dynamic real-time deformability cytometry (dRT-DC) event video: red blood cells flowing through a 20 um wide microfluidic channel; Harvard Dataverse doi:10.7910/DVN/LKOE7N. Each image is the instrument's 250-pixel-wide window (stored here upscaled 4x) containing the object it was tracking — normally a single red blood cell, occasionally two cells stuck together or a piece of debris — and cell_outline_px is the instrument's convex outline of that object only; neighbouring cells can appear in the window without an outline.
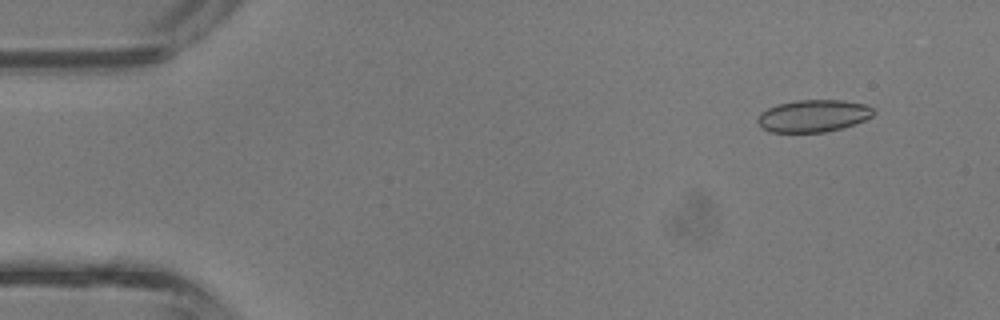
{"species": "common noctule bat (a hibernating species)", "species_latin": "Nyctalus noctula", "temperature_condition": "room temperature", "stored_images_in_passage": 42, "camera_frame_rate_fps": 3000, "um_per_image_px": 0.085, "animal": {"sex": "male", "body_mass_g": 13.3}, "frame": {"image": 1, "passage_image": 4, "time_ms": 1.0, "image_size_px": [1000, 320], "cell_outline_px": [[876, 112], [872, 116], [864, 120], [840, 128], [824, 132], [768, 132], [760, 128], [756, 120], [760, 112], [768, 108], [780, 104], [796, 100], [844, 100], [868, 104]], "centroid_in_image_um": [69.11, 9.84], "position_along_channel_um": 15.9, "area_um2": 21.85}}
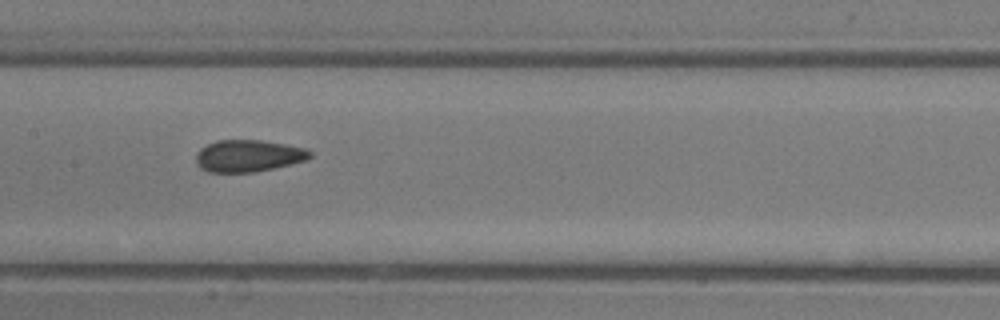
{"frame": {"image": 2, "passage_image": 21, "time_ms": 6.667, "image_size_px": [1000, 320], "cell_outline_px": [[312, 156], [308, 160], [272, 168], [252, 172], [208, 172], [200, 168], [196, 160], [196, 152], [200, 148], [216, 140], [260, 140], [308, 148], [312, 152]], "centroid_in_image_um": [21.12, 13.24], "position_along_channel_um": 186.3, "area_um2": 21.27}}
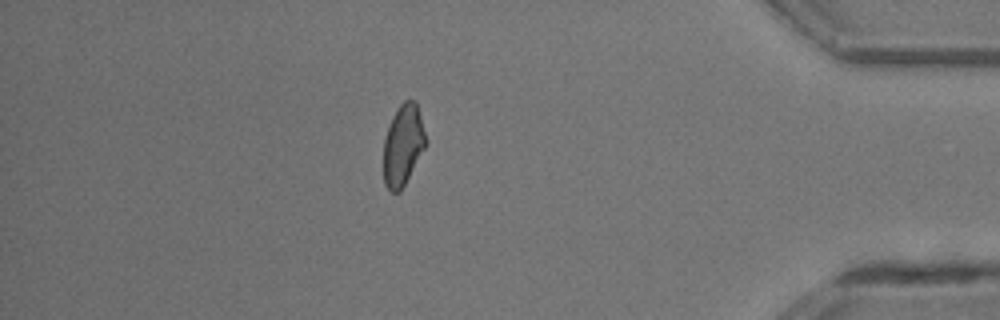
{"frame": {"image": 3, "passage_image": 37, "time_ms": 12.0, "image_size_px": [1000, 320], "cell_outline_px": [[428, 144], [400, 192], [392, 192], [384, 184], [384, 136], [392, 116], [400, 104], [404, 100], [416, 100], [428, 140]], "centroid_in_image_um": [34.28, 12.31], "position_along_channel_um": 400.9, "area_um2": 20.29}, "authors_computed_cell_mechanics": {"area_um2": 21.0392, "velocity_mm_per_s": 4.8318, "shape_relaxation_time_tau1_ms": null, "shape_relaxation_time_tau2_ms": 1.0939, "deformation_change_tau1": null, "deformation_change_tau2": 0.0756}}